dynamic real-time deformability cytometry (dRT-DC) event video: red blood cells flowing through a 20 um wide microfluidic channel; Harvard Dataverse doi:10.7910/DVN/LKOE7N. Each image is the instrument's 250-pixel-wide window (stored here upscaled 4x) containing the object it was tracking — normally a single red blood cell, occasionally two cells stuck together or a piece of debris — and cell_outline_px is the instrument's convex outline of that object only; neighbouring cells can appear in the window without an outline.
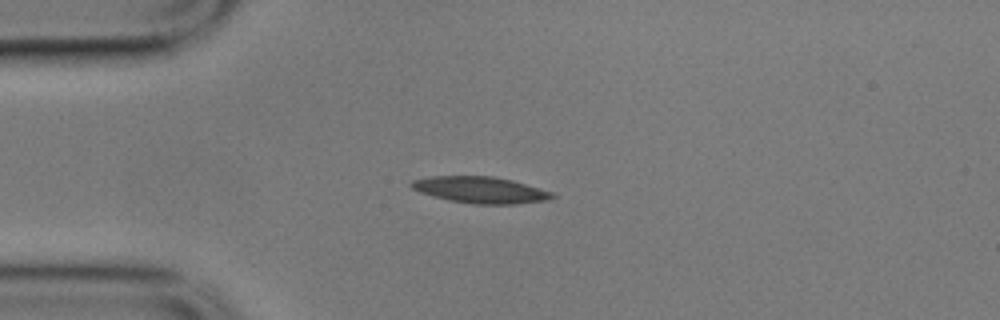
{"species": "common noctule bat (a hibernating species)", "species_latin": "Nyctalus noctula", "temperature_condition": "cold", "stored_images_in_passage": 5, "camera_frame_rate_fps": 3000, "um_per_image_px": 0.085, "animal": {"sex": "male", "body_mass_g": 17.9}, "frame": {"image": 1, "passage_image": 3, "time_ms": 0.667, "image_size_px": [1000, 320], "cell_outline_px": [[556, 196], [548, 200], [516, 204], [472, 204], [448, 200], [420, 192], [412, 188], [408, 184], [412, 180], [432, 176], [492, 176], [512, 180], [552, 192]], "centroid_in_image_um": [40.82, 16.14], "position_along_channel_um": 44.2, "area_um2": 21.68}}